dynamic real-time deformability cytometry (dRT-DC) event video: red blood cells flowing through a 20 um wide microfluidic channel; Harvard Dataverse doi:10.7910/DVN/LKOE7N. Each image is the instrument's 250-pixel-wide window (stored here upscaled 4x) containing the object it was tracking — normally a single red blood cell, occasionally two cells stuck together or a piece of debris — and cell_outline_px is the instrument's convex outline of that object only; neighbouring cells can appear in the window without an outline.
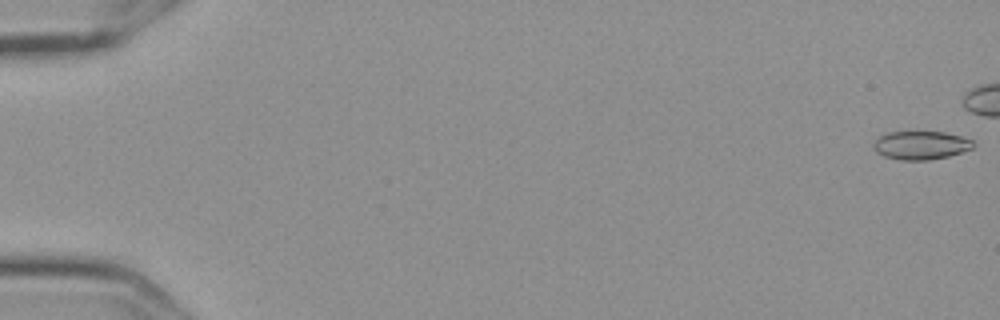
{"species": "Egyptian fruit bat (a non-hibernating species)", "species_latin": "Rousettus aegyptiacus", "temperature_condition": "cold", "stored_images_in_passage": 47, "camera_frame_rate_fps": 3000, "um_per_image_px": 0.085, "frame": {"image": 1, "passage_image": 1, "time_ms": 0.0, "image_size_px": [1000, 320], "cell_outline_px": [[976, 144], [972, 148], [948, 156], [928, 160], [900, 160], [884, 156], [876, 152], [872, 148], [872, 144], [880, 136], [888, 132], [944, 132], [960, 136], [972, 140]], "centroid_in_image_um": [78.25, 12.35], "position_along_channel_um": 6.8, "area_um2": 16.47}}
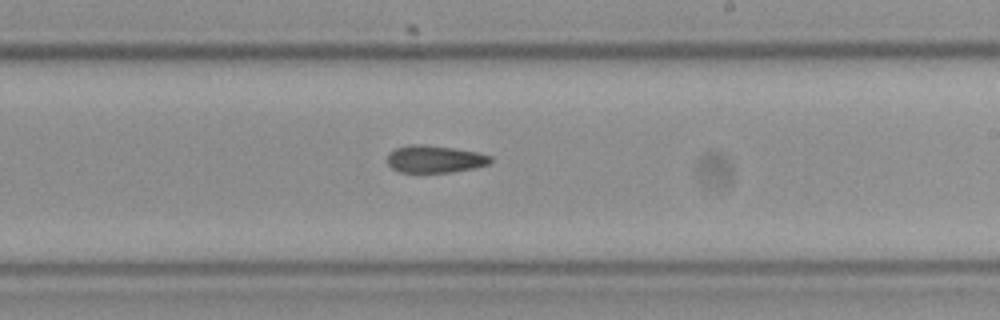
{"frame": {"image": 2, "passage_image": 35, "time_ms": 11.333, "image_size_px": [1000, 320], "cell_outline_px": [[492, 160], [488, 164], [472, 168], [452, 172], [400, 172], [392, 168], [388, 164], [388, 152], [396, 148], [408, 144], [424, 144], [452, 148], [476, 152], [492, 156]], "centroid_in_image_um": [36.93, 13.51], "position_along_channel_um": 252.1, "area_um2": 16.36}}
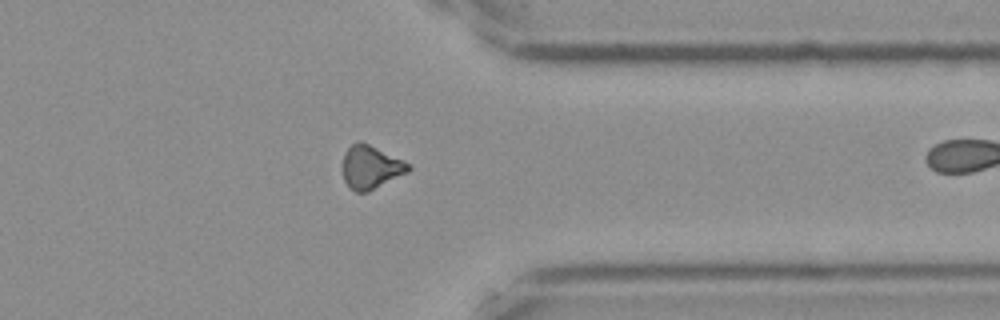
{"frame": {"image": 3, "passage_image": 46, "time_ms": 15.0, "image_size_px": [1000, 320], "cell_outline_px": [[412, 168], [408, 172], [368, 192], [356, 192], [348, 188], [344, 180], [344, 152], [356, 140], [360, 140], [404, 160], [412, 164]], "centroid_in_image_um": [31.54, 14.21], "position_along_channel_um": 379.9, "area_um2": 16.7}}